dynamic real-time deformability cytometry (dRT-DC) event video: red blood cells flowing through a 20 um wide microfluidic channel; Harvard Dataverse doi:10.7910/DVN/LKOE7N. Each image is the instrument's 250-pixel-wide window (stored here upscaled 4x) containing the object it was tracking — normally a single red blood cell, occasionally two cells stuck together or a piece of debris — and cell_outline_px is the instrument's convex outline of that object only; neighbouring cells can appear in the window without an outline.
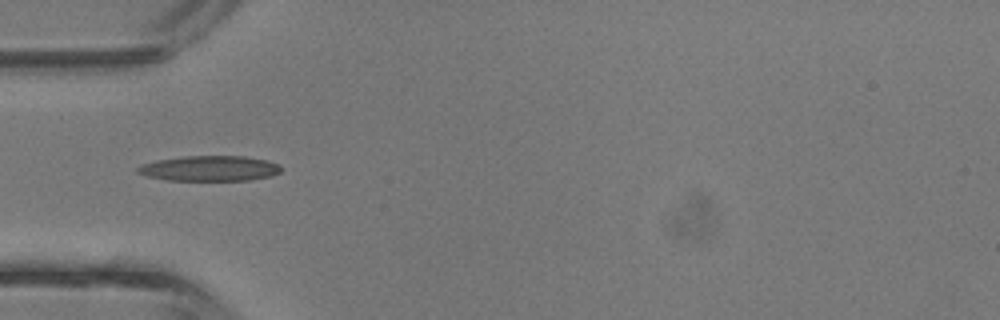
{"species": "common noctule bat (a hibernating species)", "species_latin": "Nyctalus noctula", "temperature_condition": "room temperature", "stored_images_in_passage": 27, "camera_frame_rate_fps": 3000, "um_per_image_px": 0.085, "animal": {"sex": "male", "body_mass_g": 13.3}, "frame": {"image": 1, "passage_image": 1, "time_ms": 0.0, "image_size_px": [1000, 320], "cell_outline_px": [[280, 172], [272, 176], [252, 180], [168, 180], [148, 176], [136, 172], [136, 168], [144, 164], [156, 160], [184, 156], [244, 156], [264, 160], [276, 164], [280, 168]], "centroid_in_image_um": [17.8, 14.32], "position_along_channel_um": 67.2, "area_um2": 20.92}}
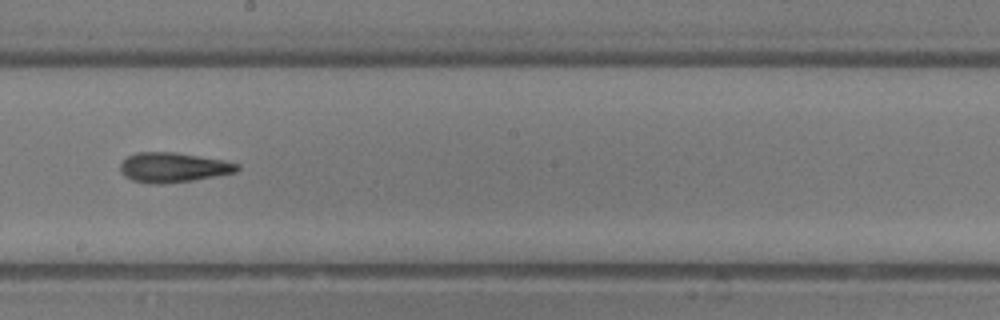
{"frame": {"image": 2, "passage_image": 11, "time_ms": 3.333, "image_size_px": [1000, 320], "cell_outline_px": [[240, 168], [236, 172], [216, 176], [192, 180], [160, 184], [152, 184], [132, 180], [124, 176], [120, 172], [120, 164], [128, 156], [136, 152], [172, 152], [224, 160], [240, 164]], "centroid_in_image_um": [14.71, 14.23], "position_along_channel_um": 233.5, "area_um2": 20.23}}
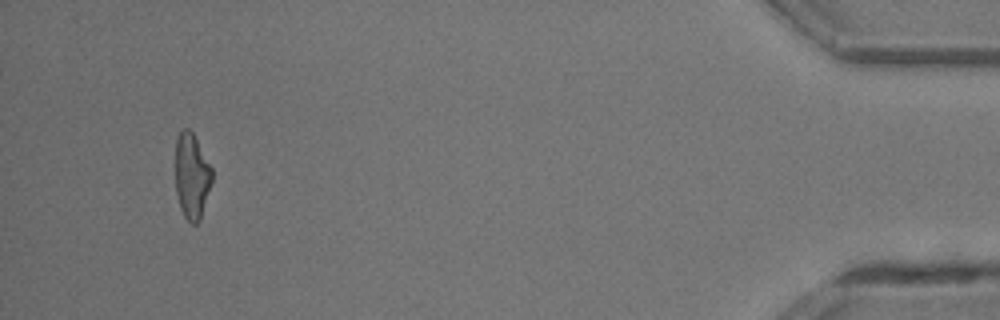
{"frame": {"image": 3, "passage_image": 27, "time_ms": 8.667, "image_size_px": [1000, 320], "cell_outline_px": [[212, 180], [200, 220], [196, 224], [192, 224], [184, 216], [180, 208], [176, 192], [176, 140], [180, 132], [184, 128], [188, 128], [192, 132], [212, 168]], "centroid_in_image_um": [16.3, 14.98], "position_along_channel_um": 418.9, "area_um2": 18.03}, "authors_computed_cell_mechanics": {"area_um2": 19.074, "velocity_mm_per_s": 4.9721, "shape_relaxation_time_tau1_ms": 5.8649, "shape_relaxation_time_tau2_ms": 1.4752, "deformation_change_tau1": 0.2209, "deformation_change_tau2": 0.1148}}